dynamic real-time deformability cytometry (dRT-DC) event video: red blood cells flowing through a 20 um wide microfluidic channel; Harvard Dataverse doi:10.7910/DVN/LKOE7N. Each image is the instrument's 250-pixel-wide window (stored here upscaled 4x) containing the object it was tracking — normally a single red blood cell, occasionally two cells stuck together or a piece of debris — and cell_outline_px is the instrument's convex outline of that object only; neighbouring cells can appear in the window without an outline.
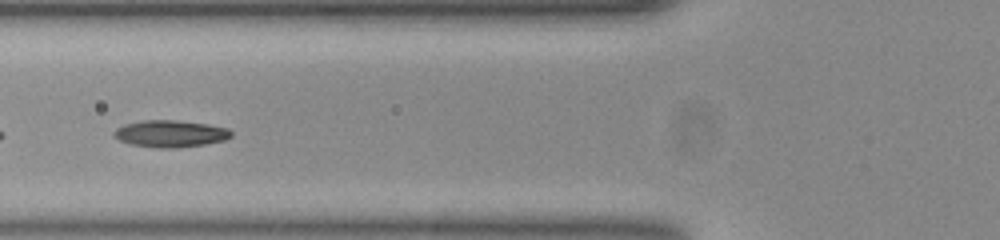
{"species": "common noctule bat (a hibernating species)", "species_latin": "Nyctalus noctula", "temperature_condition": "room temperature", "stored_images_in_passage": 53, "segment_of_instrument_passage": [2, 2], "camera_frame_rate_fps": 3000, "um_per_image_px": 0.085, "animal": {"sex": "female", "body_mass_g": 23.0, "forearm_length_mm": 53.4}, "frame": {"image": 1, "passage_image": 20, "time_ms": 6.333, "image_size_px": [1000, 240], "cell_outline_px": [[232, 136], [224, 140], [204, 144], [172, 148], [156, 148], [132, 144], [120, 140], [112, 132], [116, 128], [124, 124], [144, 120], [176, 120], [208, 124], [228, 128], [232, 132]], "centroid_in_image_um": [14.49, 11.35], "position_along_channel_um": 111.3, "area_um2": 18.26}}
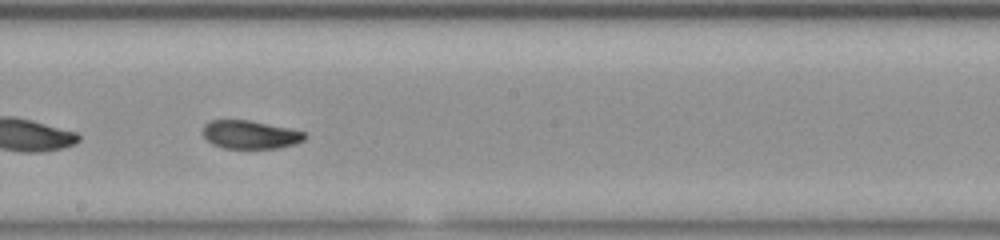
{"frame": {"image": 2, "passage_image": 29, "time_ms": 9.333, "image_size_px": [1000, 240], "cell_outline_px": [[308, 136], [304, 140], [296, 144], [280, 148], [224, 148], [212, 144], [204, 136], [204, 124], [212, 120], [248, 120], [288, 128], [304, 132]], "centroid_in_image_um": [21.29, 11.45], "position_along_channel_um": 226.9, "area_um2": 16.7}}
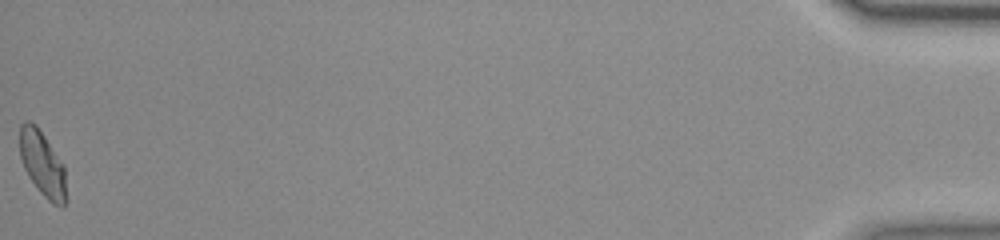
{"frame": {"image": 3, "passage_image": 53, "time_ms": 17.333, "image_size_px": [1000, 240], "cell_outline_px": [[68, 200], [64, 204], [52, 204], [44, 196], [28, 176], [24, 168], [20, 156], [20, 124], [24, 120], [28, 120], [36, 124], [64, 164]], "centroid_in_image_um": [3.63, 13.91], "position_along_channel_um": 431.6, "area_um2": 17.8}}